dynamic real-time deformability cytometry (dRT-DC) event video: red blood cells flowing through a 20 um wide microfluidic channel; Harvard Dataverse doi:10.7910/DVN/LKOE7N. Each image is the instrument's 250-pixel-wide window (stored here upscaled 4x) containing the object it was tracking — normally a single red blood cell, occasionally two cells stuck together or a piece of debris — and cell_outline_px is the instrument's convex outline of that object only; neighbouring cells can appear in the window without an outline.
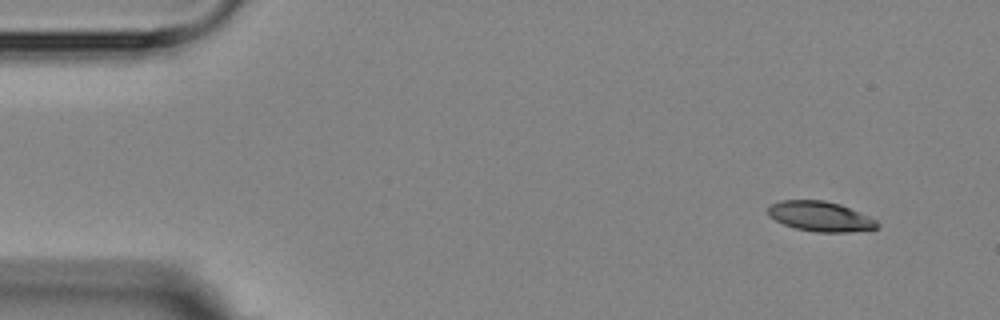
{"species": "Egyptian fruit bat (a non-hibernating species)", "species_latin": "Rousettus aegyptiacus", "temperature_condition": "room temperature", "stored_images_in_passage": 7, "segment_of_instrument_passage": [2, 2], "camera_frame_rate_fps": 3000, "um_per_image_px": 0.085, "animal": {"sex": "female"}, "frame": {"image": 1, "passage_image": 7, "time_ms": 8.0, "image_size_px": [1000, 320], "cell_outline_px": [[880, 228], [852, 232], [816, 232], [796, 228], [784, 224], [768, 216], [768, 208], [772, 204], [780, 200], [824, 200], [840, 204], [860, 212], [876, 220], [880, 224]], "centroid_in_image_um": [69.76, 18.4], "position_along_channel_um": 15.2, "area_um2": 19.13}}